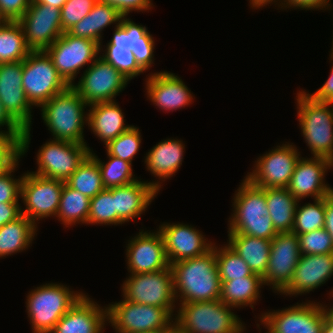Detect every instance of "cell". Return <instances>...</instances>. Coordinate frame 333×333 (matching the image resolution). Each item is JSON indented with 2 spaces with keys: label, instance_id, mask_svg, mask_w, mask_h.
I'll return each mask as SVG.
<instances>
[{
  "label": "cell",
  "instance_id": "6da1fadb",
  "mask_svg": "<svg viewBox=\"0 0 333 333\" xmlns=\"http://www.w3.org/2000/svg\"><path fill=\"white\" fill-rule=\"evenodd\" d=\"M215 244L205 254L171 264L176 299L180 303L215 301L220 298L221 280Z\"/></svg>",
  "mask_w": 333,
  "mask_h": 333
},
{
  "label": "cell",
  "instance_id": "7a4b0ae2",
  "mask_svg": "<svg viewBox=\"0 0 333 333\" xmlns=\"http://www.w3.org/2000/svg\"><path fill=\"white\" fill-rule=\"evenodd\" d=\"M239 186L232 199L234 210L228 221V233L272 240L278 233L269 216L265 188L253 185L247 178Z\"/></svg>",
  "mask_w": 333,
  "mask_h": 333
},
{
  "label": "cell",
  "instance_id": "3957f363",
  "mask_svg": "<svg viewBox=\"0 0 333 333\" xmlns=\"http://www.w3.org/2000/svg\"><path fill=\"white\" fill-rule=\"evenodd\" d=\"M89 105L69 86L40 106L42 119L53 136V140L85 144L83 130L88 123Z\"/></svg>",
  "mask_w": 333,
  "mask_h": 333
},
{
  "label": "cell",
  "instance_id": "277c9868",
  "mask_svg": "<svg viewBox=\"0 0 333 333\" xmlns=\"http://www.w3.org/2000/svg\"><path fill=\"white\" fill-rule=\"evenodd\" d=\"M174 327L180 333H243L245 323L232 306L215 301L179 303Z\"/></svg>",
  "mask_w": 333,
  "mask_h": 333
},
{
  "label": "cell",
  "instance_id": "5b68a950",
  "mask_svg": "<svg viewBox=\"0 0 333 333\" xmlns=\"http://www.w3.org/2000/svg\"><path fill=\"white\" fill-rule=\"evenodd\" d=\"M296 97L299 127L312 156L332 160L333 104L315 101L303 90Z\"/></svg>",
  "mask_w": 333,
  "mask_h": 333
},
{
  "label": "cell",
  "instance_id": "8992f818",
  "mask_svg": "<svg viewBox=\"0 0 333 333\" xmlns=\"http://www.w3.org/2000/svg\"><path fill=\"white\" fill-rule=\"evenodd\" d=\"M83 294L57 283H46L29 291L25 307L33 333H50Z\"/></svg>",
  "mask_w": 333,
  "mask_h": 333
},
{
  "label": "cell",
  "instance_id": "52a82bcc",
  "mask_svg": "<svg viewBox=\"0 0 333 333\" xmlns=\"http://www.w3.org/2000/svg\"><path fill=\"white\" fill-rule=\"evenodd\" d=\"M176 308H159L123 300L107 305V323L116 333L171 331Z\"/></svg>",
  "mask_w": 333,
  "mask_h": 333
},
{
  "label": "cell",
  "instance_id": "ba28073f",
  "mask_svg": "<svg viewBox=\"0 0 333 333\" xmlns=\"http://www.w3.org/2000/svg\"><path fill=\"white\" fill-rule=\"evenodd\" d=\"M23 61L0 64V102L8 116L23 130L21 156L27 153L31 136L32 105L22 87Z\"/></svg>",
  "mask_w": 333,
  "mask_h": 333
},
{
  "label": "cell",
  "instance_id": "9c48e42d",
  "mask_svg": "<svg viewBox=\"0 0 333 333\" xmlns=\"http://www.w3.org/2000/svg\"><path fill=\"white\" fill-rule=\"evenodd\" d=\"M69 86L45 50L31 51L23 60L22 87L32 106L40 107Z\"/></svg>",
  "mask_w": 333,
  "mask_h": 333
},
{
  "label": "cell",
  "instance_id": "30bf717a",
  "mask_svg": "<svg viewBox=\"0 0 333 333\" xmlns=\"http://www.w3.org/2000/svg\"><path fill=\"white\" fill-rule=\"evenodd\" d=\"M121 289L127 301L137 304L176 308L178 301L171 266L157 272L130 274Z\"/></svg>",
  "mask_w": 333,
  "mask_h": 333
},
{
  "label": "cell",
  "instance_id": "8fae6325",
  "mask_svg": "<svg viewBox=\"0 0 333 333\" xmlns=\"http://www.w3.org/2000/svg\"><path fill=\"white\" fill-rule=\"evenodd\" d=\"M45 51L70 86L74 84L79 71L86 64L88 68L101 54L100 45L96 41L75 37L68 32H64Z\"/></svg>",
  "mask_w": 333,
  "mask_h": 333
},
{
  "label": "cell",
  "instance_id": "7c38bea8",
  "mask_svg": "<svg viewBox=\"0 0 333 333\" xmlns=\"http://www.w3.org/2000/svg\"><path fill=\"white\" fill-rule=\"evenodd\" d=\"M81 75L78 83L71 86L88 105L115 101L130 81L101 56Z\"/></svg>",
  "mask_w": 333,
  "mask_h": 333
},
{
  "label": "cell",
  "instance_id": "4fadbf2b",
  "mask_svg": "<svg viewBox=\"0 0 333 333\" xmlns=\"http://www.w3.org/2000/svg\"><path fill=\"white\" fill-rule=\"evenodd\" d=\"M65 181L25 172L21 182V196L25 209L21 213L36 226L40 219L55 217Z\"/></svg>",
  "mask_w": 333,
  "mask_h": 333
},
{
  "label": "cell",
  "instance_id": "5bb4252c",
  "mask_svg": "<svg viewBox=\"0 0 333 333\" xmlns=\"http://www.w3.org/2000/svg\"><path fill=\"white\" fill-rule=\"evenodd\" d=\"M292 144L283 143L258 157L252 172H248L245 178L260 188H286L301 157Z\"/></svg>",
  "mask_w": 333,
  "mask_h": 333
},
{
  "label": "cell",
  "instance_id": "9a60e30c",
  "mask_svg": "<svg viewBox=\"0 0 333 333\" xmlns=\"http://www.w3.org/2000/svg\"><path fill=\"white\" fill-rule=\"evenodd\" d=\"M258 318L270 333H321L326 316L321 303L309 300Z\"/></svg>",
  "mask_w": 333,
  "mask_h": 333
},
{
  "label": "cell",
  "instance_id": "2e32d148",
  "mask_svg": "<svg viewBox=\"0 0 333 333\" xmlns=\"http://www.w3.org/2000/svg\"><path fill=\"white\" fill-rule=\"evenodd\" d=\"M85 144L56 141L50 138L37 154V171L32 173L52 179L66 181L92 152Z\"/></svg>",
  "mask_w": 333,
  "mask_h": 333
},
{
  "label": "cell",
  "instance_id": "e0dca14e",
  "mask_svg": "<svg viewBox=\"0 0 333 333\" xmlns=\"http://www.w3.org/2000/svg\"><path fill=\"white\" fill-rule=\"evenodd\" d=\"M300 256L298 235L278 233L271 240L269 262L262 277L264 285L272 287L275 293H282L292 280Z\"/></svg>",
  "mask_w": 333,
  "mask_h": 333
},
{
  "label": "cell",
  "instance_id": "ac0fdd59",
  "mask_svg": "<svg viewBox=\"0 0 333 333\" xmlns=\"http://www.w3.org/2000/svg\"><path fill=\"white\" fill-rule=\"evenodd\" d=\"M32 51L46 50L62 34L60 9L42 3H31L17 21Z\"/></svg>",
  "mask_w": 333,
  "mask_h": 333
},
{
  "label": "cell",
  "instance_id": "d6986e66",
  "mask_svg": "<svg viewBox=\"0 0 333 333\" xmlns=\"http://www.w3.org/2000/svg\"><path fill=\"white\" fill-rule=\"evenodd\" d=\"M126 257L130 274L157 272L170 267L158 229L156 232L141 230L128 240Z\"/></svg>",
  "mask_w": 333,
  "mask_h": 333
},
{
  "label": "cell",
  "instance_id": "ffe728a7",
  "mask_svg": "<svg viewBox=\"0 0 333 333\" xmlns=\"http://www.w3.org/2000/svg\"><path fill=\"white\" fill-rule=\"evenodd\" d=\"M329 169L331 160L328 158L300 157L286 188L298 201L309 196L314 200L326 197L333 192V188L324 181Z\"/></svg>",
  "mask_w": 333,
  "mask_h": 333
},
{
  "label": "cell",
  "instance_id": "44dd1931",
  "mask_svg": "<svg viewBox=\"0 0 333 333\" xmlns=\"http://www.w3.org/2000/svg\"><path fill=\"white\" fill-rule=\"evenodd\" d=\"M158 231L162 235L170 265L201 256L213 246V242L206 240L199 229L185 223H162Z\"/></svg>",
  "mask_w": 333,
  "mask_h": 333
},
{
  "label": "cell",
  "instance_id": "7402d4cb",
  "mask_svg": "<svg viewBox=\"0 0 333 333\" xmlns=\"http://www.w3.org/2000/svg\"><path fill=\"white\" fill-rule=\"evenodd\" d=\"M135 44V22L123 17L120 25L114 28L112 39L103 47L100 46L101 57L111 63L129 80L145 71L138 65L132 52Z\"/></svg>",
  "mask_w": 333,
  "mask_h": 333
},
{
  "label": "cell",
  "instance_id": "603a6c76",
  "mask_svg": "<svg viewBox=\"0 0 333 333\" xmlns=\"http://www.w3.org/2000/svg\"><path fill=\"white\" fill-rule=\"evenodd\" d=\"M147 98L159 110L173 111L192 103L193 95L182 79L174 73H151L146 79Z\"/></svg>",
  "mask_w": 333,
  "mask_h": 333
},
{
  "label": "cell",
  "instance_id": "cb8c5ba5",
  "mask_svg": "<svg viewBox=\"0 0 333 333\" xmlns=\"http://www.w3.org/2000/svg\"><path fill=\"white\" fill-rule=\"evenodd\" d=\"M105 324L107 307H100L84 293L50 333H103Z\"/></svg>",
  "mask_w": 333,
  "mask_h": 333
},
{
  "label": "cell",
  "instance_id": "d4e9b609",
  "mask_svg": "<svg viewBox=\"0 0 333 333\" xmlns=\"http://www.w3.org/2000/svg\"><path fill=\"white\" fill-rule=\"evenodd\" d=\"M333 276V253L301 255L289 286L281 293L286 296L306 295L325 284Z\"/></svg>",
  "mask_w": 333,
  "mask_h": 333
},
{
  "label": "cell",
  "instance_id": "484cf974",
  "mask_svg": "<svg viewBox=\"0 0 333 333\" xmlns=\"http://www.w3.org/2000/svg\"><path fill=\"white\" fill-rule=\"evenodd\" d=\"M158 191L150 181L136 180L130 184L113 187L115 198V225L134 221L143 214Z\"/></svg>",
  "mask_w": 333,
  "mask_h": 333
},
{
  "label": "cell",
  "instance_id": "4316f807",
  "mask_svg": "<svg viewBox=\"0 0 333 333\" xmlns=\"http://www.w3.org/2000/svg\"><path fill=\"white\" fill-rule=\"evenodd\" d=\"M184 149L185 145L181 140L170 138L160 141L146 154L144 158L146 169L161 181L150 182L158 192L161 190L162 181L178 172L182 165Z\"/></svg>",
  "mask_w": 333,
  "mask_h": 333
},
{
  "label": "cell",
  "instance_id": "83f0119b",
  "mask_svg": "<svg viewBox=\"0 0 333 333\" xmlns=\"http://www.w3.org/2000/svg\"><path fill=\"white\" fill-rule=\"evenodd\" d=\"M88 107V127L105 146L133 125H126L124 113L115 101L99 102Z\"/></svg>",
  "mask_w": 333,
  "mask_h": 333
},
{
  "label": "cell",
  "instance_id": "f1b7e54d",
  "mask_svg": "<svg viewBox=\"0 0 333 333\" xmlns=\"http://www.w3.org/2000/svg\"><path fill=\"white\" fill-rule=\"evenodd\" d=\"M124 16L108 3L98 0L92 10L67 32L75 37L96 41L102 46V31L107 26L120 25Z\"/></svg>",
  "mask_w": 333,
  "mask_h": 333
},
{
  "label": "cell",
  "instance_id": "f546056e",
  "mask_svg": "<svg viewBox=\"0 0 333 333\" xmlns=\"http://www.w3.org/2000/svg\"><path fill=\"white\" fill-rule=\"evenodd\" d=\"M228 239V245L247 263L250 270L263 277L269 262L271 240L238 233H228Z\"/></svg>",
  "mask_w": 333,
  "mask_h": 333
},
{
  "label": "cell",
  "instance_id": "4dcf8cb0",
  "mask_svg": "<svg viewBox=\"0 0 333 333\" xmlns=\"http://www.w3.org/2000/svg\"><path fill=\"white\" fill-rule=\"evenodd\" d=\"M264 285L262 277L253 273L251 276L221 281L220 300L235 308H242L254 304L259 300L260 288Z\"/></svg>",
  "mask_w": 333,
  "mask_h": 333
},
{
  "label": "cell",
  "instance_id": "1f68e13d",
  "mask_svg": "<svg viewBox=\"0 0 333 333\" xmlns=\"http://www.w3.org/2000/svg\"><path fill=\"white\" fill-rule=\"evenodd\" d=\"M266 205L277 233L291 232L298 200L287 188H265Z\"/></svg>",
  "mask_w": 333,
  "mask_h": 333
},
{
  "label": "cell",
  "instance_id": "d6a6232c",
  "mask_svg": "<svg viewBox=\"0 0 333 333\" xmlns=\"http://www.w3.org/2000/svg\"><path fill=\"white\" fill-rule=\"evenodd\" d=\"M37 228L23 214L0 227V258L26 251L35 239Z\"/></svg>",
  "mask_w": 333,
  "mask_h": 333
},
{
  "label": "cell",
  "instance_id": "836d02e7",
  "mask_svg": "<svg viewBox=\"0 0 333 333\" xmlns=\"http://www.w3.org/2000/svg\"><path fill=\"white\" fill-rule=\"evenodd\" d=\"M90 211V198L64 183L60 203L57 210V220L65 227L76 223L87 224Z\"/></svg>",
  "mask_w": 333,
  "mask_h": 333
},
{
  "label": "cell",
  "instance_id": "e575fe53",
  "mask_svg": "<svg viewBox=\"0 0 333 333\" xmlns=\"http://www.w3.org/2000/svg\"><path fill=\"white\" fill-rule=\"evenodd\" d=\"M31 51L17 21L0 25V64L23 61Z\"/></svg>",
  "mask_w": 333,
  "mask_h": 333
},
{
  "label": "cell",
  "instance_id": "d590c367",
  "mask_svg": "<svg viewBox=\"0 0 333 333\" xmlns=\"http://www.w3.org/2000/svg\"><path fill=\"white\" fill-rule=\"evenodd\" d=\"M65 184L90 199L105 188L98 163L88 155L76 171L65 181Z\"/></svg>",
  "mask_w": 333,
  "mask_h": 333
},
{
  "label": "cell",
  "instance_id": "8d00e7d4",
  "mask_svg": "<svg viewBox=\"0 0 333 333\" xmlns=\"http://www.w3.org/2000/svg\"><path fill=\"white\" fill-rule=\"evenodd\" d=\"M89 155L98 163L105 189L127 185L139 180L137 179L138 177L133 175L132 163L111 156L108 153L107 157L109 159L107 163L100 160L94 152H90Z\"/></svg>",
  "mask_w": 333,
  "mask_h": 333
},
{
  "label": "cell",
  "instance_id": "74e56055",
  "mask_svg": "<svg viewBox=\"0 0 333 333\" xmlns=\"http://www.w3.org/2000/svg\"><path fill=\"white\" fill-rule=\"evenodd\" d=\"M313 201V204L305 203L303 206H301L299 204L300 201H298L295 209L294 225L291 232L299 235L324 228L325 197Z\"/></svg>",
  "mask_w": 333,
  "mask_h": 333
},
{
  "label": "cell",
  "instance_id": "f35d334b",
  "mask_svg": "<svg viewBox=\"0 0 333 333\" xmlns=\"http://www.w3.org/2000/svg\"><path fill=\"white\" fill-rule=\"evenodd\" d=\"M216 263L221 281L251 276L247 263L228 245L215 246Z\"/></svg>",
  "mask_w": 333,
  "mask_h": 333
},
{
  "label": "cell",
  "instance_id": "ab89813d",
  "mask_svg": "<svg viewBox=\"0 0 333 333\" xmlns=\"http://www.w3.org/2000/svg\"><path fill=\"white\" fill-rule=\"evenodd\" d=\"M115 225V198L113 188L104 189L90 199L87 225Z\"/></svg>",
  "mask_w": 333,
  "mask_h": 333
},
{
  "label": "cell",
  "instance_id": "60d3db41",
  "mask_svg": "<svg viewBox=\"0 0 333 333\" xmlns=\"http://www.w3.org/2000/svg\"><path fill=\"white\" fill-rule=\"evenodd\" d=\"M141 132L136 126H131L127 131L112 140L106 148V153L129 163L139 151L141 146Z\"/></svg>",
  "mask_w": 333,
  "mask_h": 333
},
{
  "label": "cell",
  "instance_id": "b9f144b4",
  "mask_svg": "<svg viewBox=\"0 0 333 333\" xmlns=\"http://www.w3.org/2000/svg\"><path fill=\"white\" fill-rule=\"evenodd\" d=\"M154 47L153 36L146 26L135 23V44L132 52L136 62L145 72L154 64Z\"/></svg>",
  "mask_w": 333,
  "mask_h": 333
},
{
  "label": "cell",
  "instance_id": "7bdbcfd3",
  "mask_svg": "<svg viewBox=\"0 0 333 333\" xmlns=\"http://www.w3.org/2000/svg\"><path fill=\"white\" fill-rule=\"evenodd\" d=\"M301 255H321L333 253V242L329 233L324 229L299 234Z\"/></svg>",
  "mask_w": 333,
  "mask_h": 333
},
{
  "label": "cell",
  "instance_id": "ee69618b",
  "mask_svg": "<svg viewBox=\"0 0 333 333\" xmlns=\"http://www.w3.org/2000/svg\"><path fill=\"white\" fill-rule=\"evenodd\" d=\"M21 138L22 135L0 134V176L20 161Z\"/></svg>",
  "mask_w": 333,
  "mask_h": 333
},
{
  "label": "cell",
  "instance_id": "f6af8a7d",
  "mask_svg": "<svg viewBox=\"0 0 333 333\" xmlns=\"http://www.w3.org/2000/svg\"><path fill=\"white\" fill-rule=\"evenodd\" d=\"M98 0H67L60 9L63 33L71 29L92 10Z\"/></svg>",
  "mask_w": 333,
  "mask_h": 333
},
{
  "label": "cell",
  "instance_id": "bcb514c9",
  "mask_svg": "<svg viewBox=\"0 0 333 333\" xmlns=\"http://www.w3.org/2000/svg\"><path fill=\"white\" fill-rule=\"evenodd\" d=\"M18 166L19 161L8 172L0 176V203H19L23 175L18 179L13 176Z\"/></svg>",
  "mask_w": 333,
  "mask_h": 333
},
{
  "label": "cell",
  "instance_id": "7dc6e473",
  "mask_svg": "<svg viewBox=\"0 0 333 333\" xmlns=\"http://www.w3.org/2000/svg\"><path fill=\"white\" fill-rule=\"evenodd\" d=\"M30 3L31 0H0V13L6 21H18Z\"/></svg>",
  "mask_w": 333,
  "mask_h": 333
},
{
  "label": "cell",
  "instance_id": "c3c4849f",
  "mask_svg": "<svg viewBox=\"0 0 333 333\" xmlns=\"http://www.w3.org/2000/svg\"><path fill=\"white\" fill-rule=\"evenodd\" d=\"M102 2L108 3L112 7L116 8L124 17L132 11L143 12L151 10L153 4L152 0H100Z\"/></svg>",
  "mask_w": 333,
  "mask_h": 333
},
{
  "label": "cell",
  "instance_id": "681fc988",
  "mask_svg": "<svg viewBox=\"0 0 333 333\" xmlns=\"http://www.w3.org/2000/svg\"><path fill=\"white\" fill-rule=\"evenodd\" d=\"M329 56L332 61L333 50H331V54ZM308 95L311 96L315 101L333 104V66L331 67L330 76L324 82V84L313 94L308 93Z\"/></svg>",
  "mask_w": 333,
  "mask_h": 333
},
{
  "label": "cell",
  "instance_id": "f907efd6",
  "mask_svg": "<svg viewBox=\"0 0 333 333\" xmlns=\"http://www.w3.org/2000/svg\"><path fill=\"white\" fill-rule=\"evenodd\" d=\"M331 0H284V9L286 8H294L301 10H313V9H329Z\"/></svg>",
  "mask_w": 333,
  "mask_h": 333
},
{
  "label": "cell",
  "instance_id": "816d5d0a",
  "mask_svg": "<svg viewBox=\"0 0 333 333\" xmlns=\"http://www.w3.org/2000/svg\"><path fill=\"white\" fill-rule=\"evenodd\" d=\"M19 203H0V227L22 215Z\"/></svg>",
  "mask_w": 333,
  "mask_h": 333
},
{
  "label": "cell",
  "instance_id": "f5cc1de1",
  "mask_svg": "<svg viewBox=\"0 0 333 333\" xmlns=\"http://www.w3.org/2000/svg\"><path fill=\"white\" fill-rule=\"evenodd\" d=\"M7 130H2V127ZM23 130L8 116L0 102V134L4 135H22Z\"/></svg>",
  "mask_w": 333,
  "mask_h": 333
},
{
  "label": "cell",
  "instance_id": "db71d44e",
  "mask_svg": "<svg viewBox=\"0 0 333 333\" xmlns=\"http://www.w3.org/2000/svg\"><path fill=\"white\" fill-rule=\"evenodd\" d=\"M324 229L329 233L333 242V192L325 197Z\"/></svg>",
  "mask_w": 333,
  "mask_h": 333
},
{
  "label": "cell",
  "instance_id": "11a10c76",
  "mask_svg": "<svg viewBox=\"0 0 333 333\" xmlns=\"http://www.w3.org/2000/svg\"><path fill=\"white\" fill-rule=\"evenodd\" d=\"M272 2L276 5H278L279 8L281 6V9H284V0H249L250 6L254 9L255 8L259 9V8H262L266 5L273 4Z\"/></svg>",
  "mask_w": 333,
  "mask_h": 333
},
{
  "label": "cell",
  "instance_id": "9f6ffc18",
  "mask_svg": "<svg viewBox=\"0 0 333 333\" xmlns=\"http://www.w3.org/2000/svg\"><path fill=\"white\" fill-rule=\"evenodd\" d=\"M32 1L35 3H42L45 5L61 9L67 0H32Z\"/></svg>",
  "mask_w": 333,
  "mask_h": 333
},
{
  "label": "cell",
  "instance_id": "6f0895ef",
  "mask_svg": "<svg viewBox=\"0 0 333 333\" xmlns=\"http://www.w3.org/2000/svg\"><path fill=\"white\" fill-rule=\"evenodd\" d=\"M333 297V294L331 295V298ZM322 307H323V310H324V313H325V316H326V319L331 323L333 324V306L331 308H329L327 305H323L322 304ZM328 307V308H327Z\"/></svg>",
  "mask_w": 333,
  "mask_h": 333
},
{
  "label": "cell",
  "instance_id": "680465c9",
  "mask_svg": "<svg viewBox=\"0 0 333 333\" xmlns=\"http://www.w3.org/2000/svg\"><path fill=\"white\" fill-rule=\"evenodd\" d=\"M321 333H333V324H331L326 318L324 319Z\"/></svg>",
  "mask_w": 333,
  "mask_h": 333
},
{
  "label": "cell",
  "instance_id": "91938a15",
  "mask_svg": "<svg viewBox=\"0 0 333 333\" xmlns=\"http://www.w3.org/2000/svg\"><path fill=\"white\" fill-rule=\"evenodd\" d=\"M170 331H148V332H139V333H167Z\"/></svg>",
  "mask_w": 333,
  "mask_h": 333
},
{
  "label": "cell",
  "instance_id": "94428289",
  "mask_svg": "<svg viewBox=\"0 0 333 333\" xmlns=\"http://www.w3.org/2000/svg\"><path fill=\"white\" fill-rule=\"evenodd\" d=\"M5 22H6V20L3 18V16L0 13V25H2Z\"/></svg>",
  "mask_w": 333,
  "mask_h": 333
},
{
  "label": "cell",
  "instance_id": "6125c7cd",
  "mask_svg": "<svg viewBox=\"0 0 333 333\" xmlns=\"http://www.w3.org/2000/svg\"><path fill=\"white\" fill-rule=\"evenodd\" d=\"M167 333H180V332L174 327L170 332Z\"/></svg>",
  "mask_w": 333,
  "mask_h": 333
}]
</instances>
